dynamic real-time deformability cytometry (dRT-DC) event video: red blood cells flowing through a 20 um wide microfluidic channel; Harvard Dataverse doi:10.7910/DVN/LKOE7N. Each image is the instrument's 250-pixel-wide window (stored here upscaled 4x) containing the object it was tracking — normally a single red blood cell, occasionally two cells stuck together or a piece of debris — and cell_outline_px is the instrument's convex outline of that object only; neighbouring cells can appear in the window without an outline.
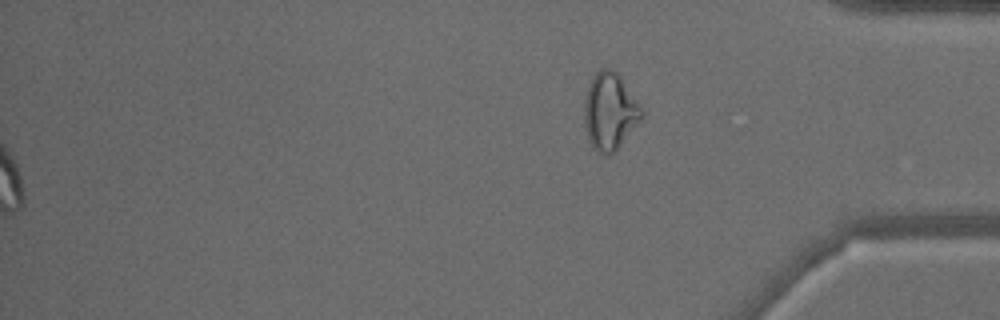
{"species": "common noctule bat (a hibernating species)", "species_latin": "Nyctalus noctula", "temperature_condition": "warm", "stored_images_in_passage": 49, "segment_of_instrument_passage": [2, 2], "camera_frame_rate_fps": 3000, "um_per_image_px": 0.085, "animal": {"sex": "male", "body_mass_g": 15.6}, "frame": {"image": 1, "passage_image": 49, "time_ms": 16.0, "image_size_px": [1000, 320], "cell_outline_px": [[644, 116], [616, 148], [608, 156], [592, 148], [588, 140], [584, 124], [584, 100], [588, 84], [592, 76], [600, 68], [612, 68], [620, 76], [644, 112]], "centroid_in_image_um": [51.79, 9.43], "position_along_channel_um": 383.4, "area_um2": 25.55}}